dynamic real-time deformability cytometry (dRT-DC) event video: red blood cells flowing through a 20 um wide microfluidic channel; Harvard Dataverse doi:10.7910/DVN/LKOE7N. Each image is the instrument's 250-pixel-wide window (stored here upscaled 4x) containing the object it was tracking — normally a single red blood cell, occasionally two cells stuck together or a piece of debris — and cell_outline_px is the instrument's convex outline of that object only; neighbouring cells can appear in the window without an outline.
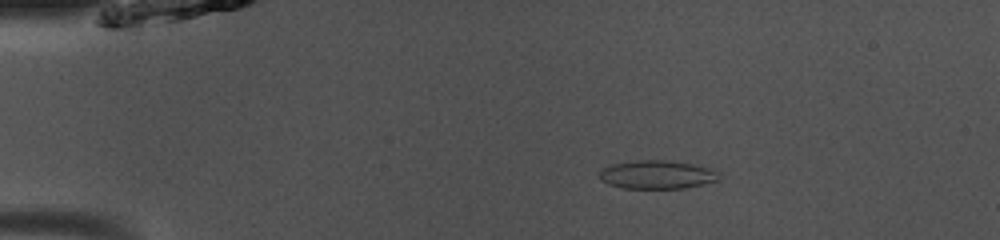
{"species": "common noctule bat (a hibernating species)", "species_latin": "Nyctalus noctula", "temperature_condition": "room temperature", "stored_images_in_passage": 49, "camera_frame_rate_fps": 3000, "um_per_image_px": 0.085, "animal": {"sex": "male", "body_mass_g": 13.0, "forearm_length_mm": 53.1}, "frame": {"image": 1, "passage_image": 9, "time_ms": 2.667, "image_size_px": [1000, 240], "cell_outline_px": [[724, 176], [720, 180], [684, 188], [624, 188], [608, 184], [600, 180], [600, 172], [604, 168], [612, 164], [636, 160], [664, 160], [696, 164], [716, 168]], "centroid_in_image_um": [55.96, 14.83], "position_along_channel_um": 29.0, "area_um2": 20.17}}
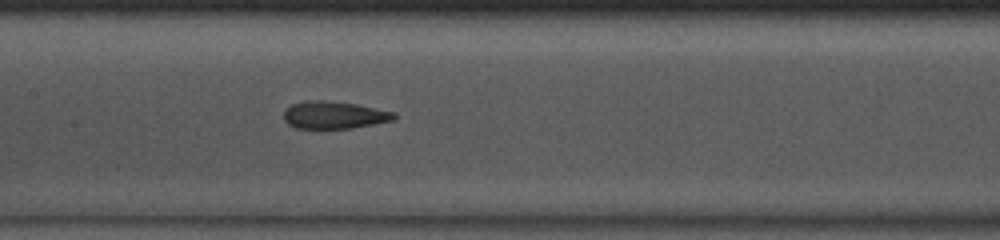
{"frame": {"image": 2, "passage_image": 24, "time_ms": 7.667, "image_size_px": [1000, 240], "cell_outline_px": [[396, 120], [352, 128], [296, 128], [288, 124], [284, 120], [284, 112], [292, 104], [308, 100], [320, 100], [356, 104], [396, 112]], "centroid_in_image_um": [28.43, 9.78], "position_along_channel_um": 179.0, "area_um2": 17.57}}
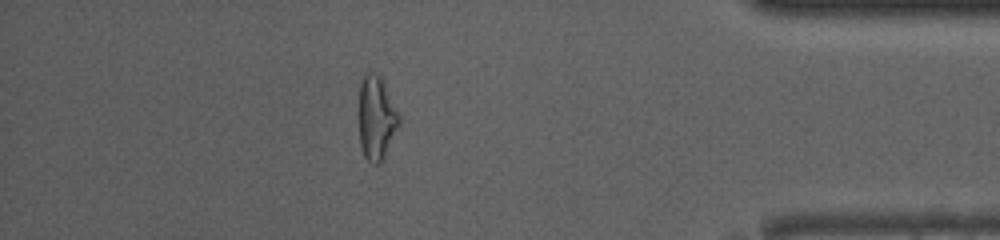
{"frame": {"image": 3, "passage_image": 43, "time_ms": 14.0, "image_size_px": [1000, 240], "cell_outline_px": [[400, 124], [380, 164], [372, 164], [364, 156], [360, 144], [360, 84], [364, 72], [372, 72], [380, 76], [400, 112]], "centroid_in_image_um": [32.02, 10.01], "position_along_channel_um": 403.2, "area_um2": 19.59}, "authors_computed_cell_mechanics": {"area_um2": 19.4786, "velocity_mm_per_s": 4.0887, "shape_relaxation_time_tau1_ms": null, "shape_relaxation_time_tau2_ms": 3.0246, "deformation_change_tau1": null, "deformation_change_tau2": 0.1078}}